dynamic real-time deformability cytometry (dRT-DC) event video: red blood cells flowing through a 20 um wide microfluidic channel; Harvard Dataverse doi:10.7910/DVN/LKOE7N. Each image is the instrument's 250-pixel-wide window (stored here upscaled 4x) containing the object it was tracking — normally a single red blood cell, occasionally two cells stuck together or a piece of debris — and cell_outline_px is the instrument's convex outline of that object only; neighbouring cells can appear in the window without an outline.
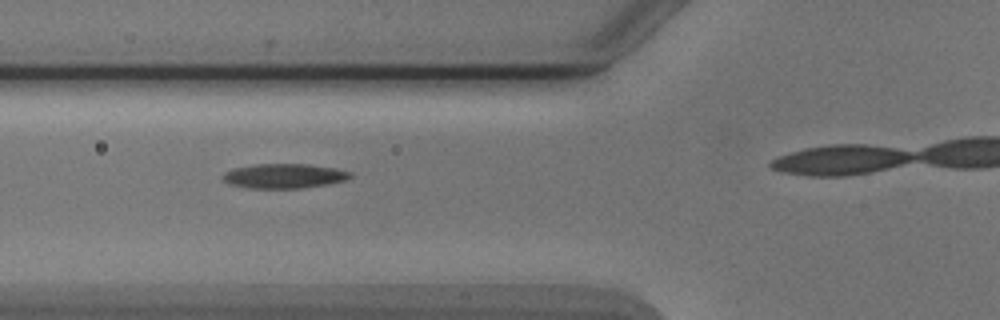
{"species": "Egyptian fruit bat (a non-hibernating species)", "species_latin": "Rousettus aegyptiacus", "temperature_condition": "cold", "stored_images_in_passage": 4, "camera_frame_rate_fps": 3000, "um_per_image_px": 0.085, "animal": {"sex": "male"}, "frame": {"image": 1, "passage_image": 2, "time_ms": 1.0, "image_size_px": [1000, 320], "cell_outline_px": [[352, 176], [344, 180], [324, 184], [296, 188], [252, 188], [232, 184], [224, 180], [220, 176], [224, 172], [232, 168], [256, 164], [308, 164], [336, 168], [352, 172]], "centroid_in_image_um": [24.12, 14.94], "position_along_channel_um": 101.7, "area_um2": 18.03}}
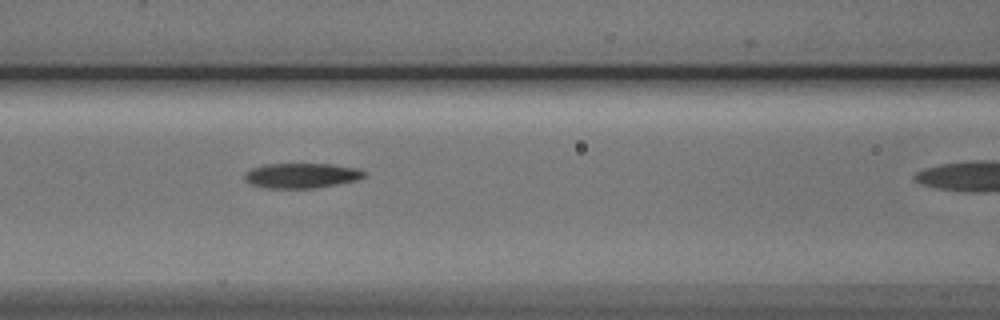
{"frame": {"image": 2, "passage_image": 3, "time_ms": 2.0, "image_size_px": [1000, 320], "cell_outline_px": [[368, 176], [360, 180], [316, 188], [268, 188], [252, 184], [244, 180], [244, 172], [252, 168], [264, 164], [332, 164], [356, 168], [368, 172]], "centroid_in_image_um": [25.69, 14.92], "position_along_channel_um": 140.9, "area_um2": 17.69}}